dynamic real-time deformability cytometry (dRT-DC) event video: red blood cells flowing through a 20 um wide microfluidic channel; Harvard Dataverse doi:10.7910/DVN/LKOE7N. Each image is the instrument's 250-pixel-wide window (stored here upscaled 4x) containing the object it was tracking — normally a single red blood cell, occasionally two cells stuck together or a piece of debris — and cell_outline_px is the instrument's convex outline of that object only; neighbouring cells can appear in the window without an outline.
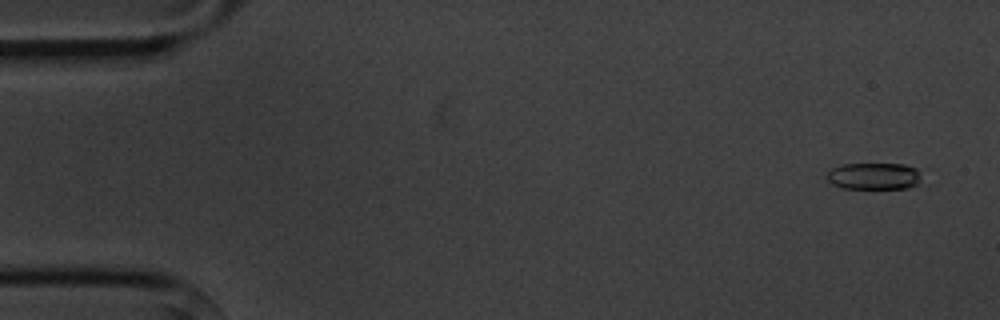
{"species": "common noctule bat (a hibernating species)", "species_latin": "Nyctalus noctula", "temperature_condition": "cold", "stored_images_in_passage": 6, "camera_frame_rate_fps": 3000, "um_per_image_px": 0.085, "animal": {"sex": "male", "body_mass_g": 20.1, "forearm_length_mm": 53.5}, "frame": {"image": 1, "passage_image": 1, "time_ms": 0.0, "image_size_px": [1000, 320], "cell_outline_px": [[920, 180], [916, 184], [908, 188], [844, 188], [832, 184], [828, 180], [828, 172], [832, 168], [840, 164], [904, 164], [916, 168], [920, 176]], "centroid_in_image_um": [74.27, 14.96], "position_along_channel_um": 10.7, "area_um2": 14.62}}
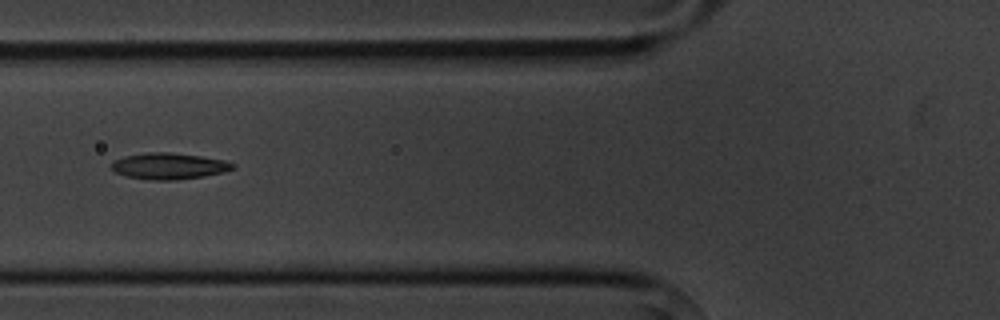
{"frame": {"image": 2, "passage_image": 6, "time_ms": 6.0, "image_size_px": [1000, 320], "cell_outline_px": [[236, 168], [224, 172], [204, 176], [176, 180], [148, 180], [124, 176], [116, 172], [112, 168], [112, 160], [124, 156], [144, 152], [168, 152], [200, 156], [224, 160], [236, 164]], "centroid_in_image_um": [14.35, 14.12], "position_along_channel_um": 111.4, "area_um2": 18.79}}